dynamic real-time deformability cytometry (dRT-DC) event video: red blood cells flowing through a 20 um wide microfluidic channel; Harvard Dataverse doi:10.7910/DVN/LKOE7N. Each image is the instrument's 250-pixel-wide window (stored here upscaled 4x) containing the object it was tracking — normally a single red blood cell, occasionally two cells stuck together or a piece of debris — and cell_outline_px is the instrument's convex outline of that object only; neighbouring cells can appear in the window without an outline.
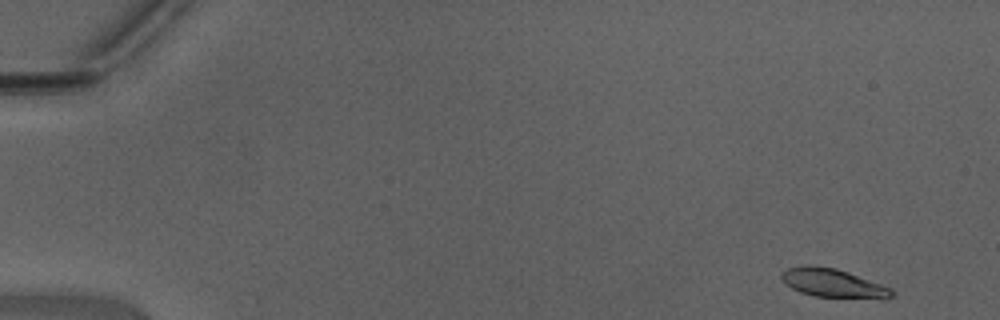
{"species": "Egyptian fruit bat (a non-hibernating species)", "species_latin": "Rousettus aegyptiacus", "temperature_condition": "warm", "stored_images_in_passage": 6, "camera_frame_rate_fps": 3000, "um_per_image_px": 0.085, "animal": {"sex": "male"}, "frame": {"image": 1, "passage_image": 1, "time_ms": 0.0, "image_size_px": [1000, 320], "cell_outline_px": [[892, 296], [888, 300], [812, 296], [800, 292], [792, 288], [780, 276], [788, 268], [808, 264], [836, 268], [848, 272], [892, 288]], "centroid_in_image_um": [70.87, 24.08], "position_along_channel_um": 14.1, "area_um2": 18.55}}